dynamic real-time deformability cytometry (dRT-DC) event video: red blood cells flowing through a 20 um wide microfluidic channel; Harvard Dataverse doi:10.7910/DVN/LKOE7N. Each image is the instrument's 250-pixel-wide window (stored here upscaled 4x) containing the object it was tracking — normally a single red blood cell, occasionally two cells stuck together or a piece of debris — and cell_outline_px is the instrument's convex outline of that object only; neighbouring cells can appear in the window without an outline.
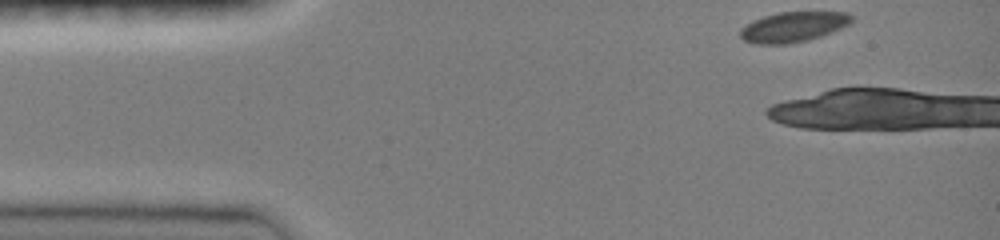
{"species": "common noctule bat (a hibernating species)", "species_latin": "Nyctalus noctula", "temperature_condition": "room temperature", "stored_images_in_passage": 8, "camera_frame_rate_fps": 3000, "um_per_image_px": 0.085, "animal": {"sex": "female", "body_mass_g": 19.0, "forearm_length_mm": 51.5}, "frame": {"image": 1, "passage_image": 1, "time_ms": 0.0, "image_size_px": [1000, 240], "cell_outline_px": [[852, 20], [848, 24], [832, 32], [808, 40], [788, 44], [752, 44], [744, 40], [740, 36], [740, 28], [752, 20], [764, 16], [780, 12], [848, 12], [852, 16]], "centroid_in_image_um": [67.38, 2.29], "position_along_channel_um": 17.6, "area_um2": 19.59}}